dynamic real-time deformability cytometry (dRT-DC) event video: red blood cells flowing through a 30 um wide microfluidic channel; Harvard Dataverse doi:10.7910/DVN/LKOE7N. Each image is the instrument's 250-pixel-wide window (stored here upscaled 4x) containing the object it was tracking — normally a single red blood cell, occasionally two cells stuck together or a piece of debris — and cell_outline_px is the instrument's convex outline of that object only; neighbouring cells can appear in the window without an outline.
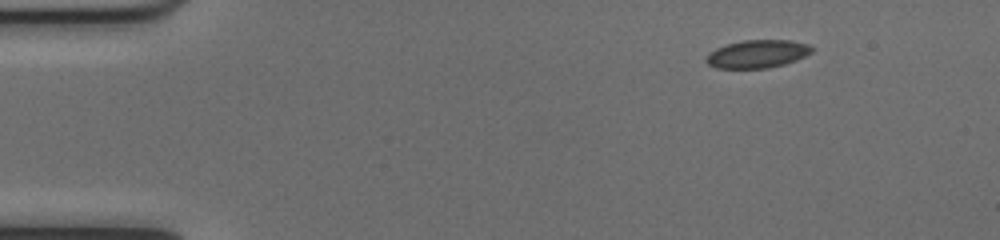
{"species": "common noctule bat (a hibernating species)", "species_latin": "Nyctalus noctula", "temperature_condition": "cold", "stored_images_in_passage": 46, "camera_frame_rate_fps": 3000, "um_per_image_px": 0.085, "animal": {"sex": "female", "body_mass_g": 17.0, "forearm_length_mm": 48.0}, "frame": {"image": 1, "passage_image": 1, "time_ms": 0.0, "image_size_px": [1000, 240], "cell_outline_px": [[816, 48], [812, 52], [796, 60], [784, 64], [768, 68], [716, 68], [708, 64], [704, 60], [708, 52], [716, 48], [728, 44], [744, 40], [792, 40], [808, 44]], "centroid_in_image_um": [64.38, 4.58], "position_along_channel_um": 20.6, "area_um2": 17.34}}
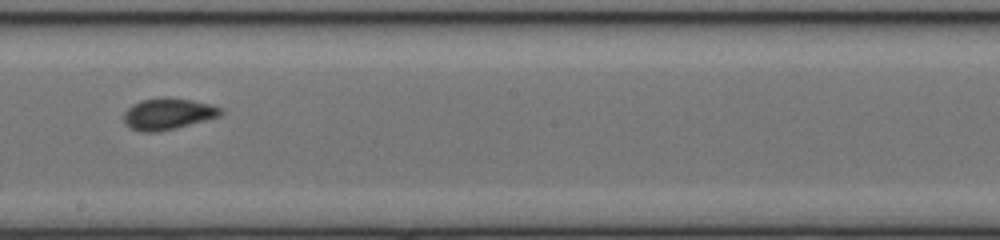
{"frame": {"image": 2, "passage_image": 24, "time_ms": 7.667, "image_size_px": [1000, 240], "cell_outline_px": [[224, 112], [220, 116], [176, 128], [156, 132], [140, 132], [124, 124], [124, 112], [132, 104], [140, 100], [160, 96], [168, 96], [192, 100], [208, 104], [220, 108]], "centroid_in_image_um": [14.24, 9.66], "position_along_channel_um": 234.0, "area_um2": 17.92}}
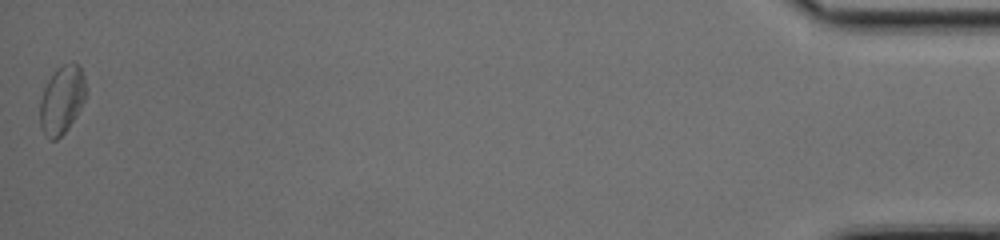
{"frame": {"image": 3, "passage_image": 46, "time_ms": 15.0, "image_size_px": [1000, 240], "cell_outline_px": [[84, 100], [80, 108], [68, 128], [56, 140], [48, 140], [40, 124], [40, 100], [44, 88], [48, 80], [56, 68], [64, 64], [80, 64], [84, 76]], "centroid_in_image_um": [5.23, 8.49], "position_along_channel_um": 430.0, "area_um2": 17.92}, "authors_computed_cell_mechanics": {"area_um2": 17.1377, "velocity_mm_per_s": 4.0201, "shape_relaxation_time_tau1_ms": 3.5539, "shape_relaxation_time_tau2_ms": 0.7668, "deformation_change_tau1": 0.1105, "deformation_change_tau2": 0.0559}}